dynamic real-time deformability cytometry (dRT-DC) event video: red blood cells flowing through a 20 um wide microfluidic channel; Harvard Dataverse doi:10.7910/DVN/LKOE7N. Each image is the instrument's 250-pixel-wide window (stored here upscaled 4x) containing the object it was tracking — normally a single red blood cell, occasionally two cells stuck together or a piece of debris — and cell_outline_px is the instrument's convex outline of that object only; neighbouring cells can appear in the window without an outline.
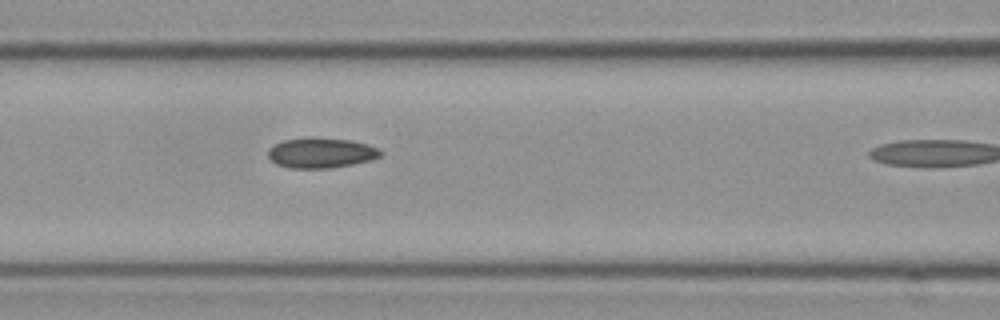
{"species": "Egyptian fruit bat (a non-hibernating species)", "species_latin": "Rousettus aegyptiacus", "temperature_condition": "cold", "stored_images_in_passage": 9, "camera_frame_rate_fps": 3000, "um_per_image_px": 0.085, "frame": {"image": 1, "passage_image": 8, "time_ms": 2.333, "image_size_px": [1000, 320], "cell_outline_px": [[384, 152], [380, 156], [372, 160], [352, 164], [328, 168], [288, 168], [276, 164], [268, 156], [268, 148], [284, 140], [308, 136], [312, 136], [352, 140], [368, 144], [380, 148]], "centroid_in_image_um": [27.31, 12.97], "position_along_channel_um": 139.3, "area_um2": 20.17}}